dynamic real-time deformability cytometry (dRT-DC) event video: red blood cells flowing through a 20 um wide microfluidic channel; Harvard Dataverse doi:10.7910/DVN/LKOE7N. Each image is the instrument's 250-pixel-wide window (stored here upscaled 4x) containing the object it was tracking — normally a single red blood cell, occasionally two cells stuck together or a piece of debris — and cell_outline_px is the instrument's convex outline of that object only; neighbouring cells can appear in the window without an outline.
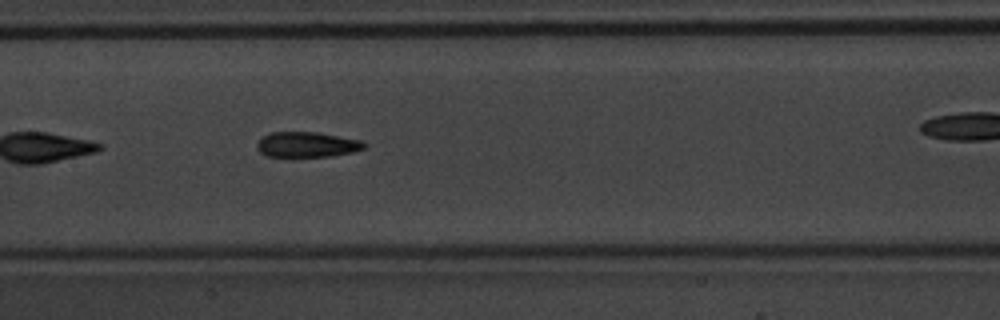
{"species": "common noctule bat (a hibernating species)", "species_latin": "Nyctalus noctula", "temperature_condition": "warm", "stored_images_in_passage": 18, "camera_frame_rate_fps": 3000, "um_per_image_px": 0.085, "animal": {"sex": "male", "body_mass_g": 20.1, "forearm_length_mm": 53.5}, "frame": {"image": 1, "passage_image": 13, "time_ms": 4.0, "image_size_px": [1000, 320], "cell_outline_px": [[364, 148], [352, 152], [332, 156], [292, 160], [264, 156], [256, 148], [256, 144], [264, 136], [272, 132], [316, 132], [360, 140], [364, 144]], "centroid_in_image_um": [26.0, 12.35], "position_along_channel_um": 181.4, "area_um2": 16.53}}